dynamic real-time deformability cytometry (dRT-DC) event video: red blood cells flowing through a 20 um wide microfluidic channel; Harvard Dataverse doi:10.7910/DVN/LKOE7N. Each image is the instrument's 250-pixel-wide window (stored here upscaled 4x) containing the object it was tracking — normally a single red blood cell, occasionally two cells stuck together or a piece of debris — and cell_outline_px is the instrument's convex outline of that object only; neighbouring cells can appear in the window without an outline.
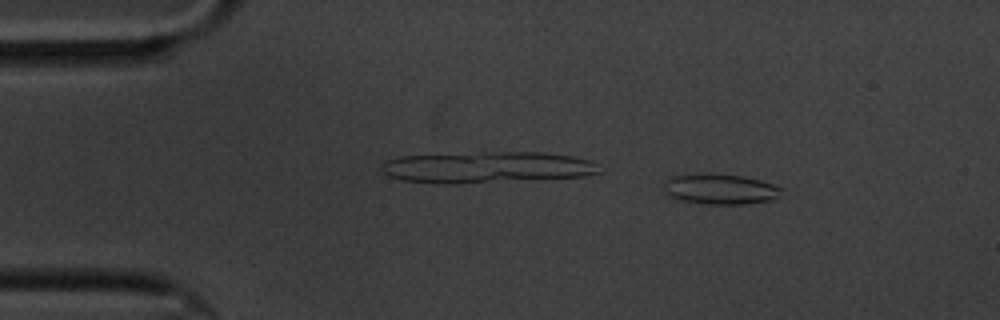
{"species": "common noctule bat (a hibernating species)", "species_latin": "Nyctalus noctula", "temperature_condition": "cold", "stored_images_in_passage": 56, "camera_frame_rate_fps": 3000, "um_per_image_px": 0.085, "animal": {"sex": "male", "body_mass_g": 20.1, "forearm_length_mm": 53.5}, "frame": {"image": 1, "passage_image": 5, "time_ms": 1.333, "image_size_px": [1000, 320], "cell_outline_px": [[784, 188], [780, 196], [772, 200], [744, 204], [704, 204], [676, 200], [668, 196], [664, 192], [664, 180], [668, 176], [700, 172], [744, 176], [760, 180]], "centroid_in_image_um": [61.15, 16.06], "position_along_channel_um": 23.8, "area_um2": 21.56}}
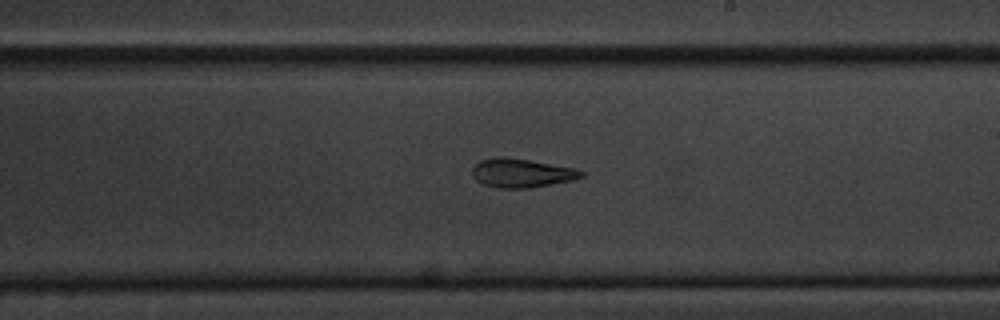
{"frame": {"image": 2, "passage_image": 31, "time_ms": 10.0, "image_size_px": [1000, 320], "cell_outline_px": [[584, 176], [572, 180], [532, 188], [500, 188], [484, 184], [476, 180], [472, 176], [472, 168], [480, 160], [496, 156], [504, 156], [576, 168], [584, 172]], "centroid_in_image_um": [44.32, 14.7], "position_along_channel_um": 244.7, "area_um2": 18.38}}
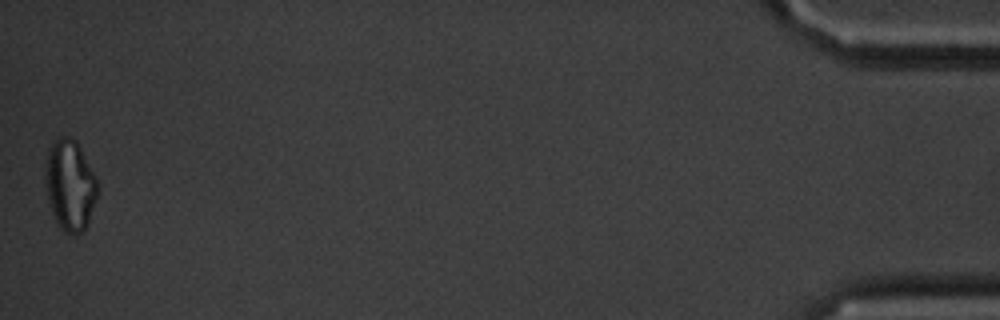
{"frame": {"image": 3, "passage_image": 56, "time_ms": 18.333, "image_size_px": [1000, 320], "cell_outline_px": [[100, 192], [88, 224], [84, 232], [76, 236], [72, 236], [64, 232], [56, 224], [44, 188], [44, 172], [48, 148], [52, 140], [60, 136], [68, 136], [76, 140], [96, 176], [100, 188]], "centroid_in_image_um": [5.95, 15.77], "position_along_channel_um": 429.2, "area_um2": 28.84}, "authors_computed_cell_mechanics": {"area_um2": 19.9121, "velocity_mm_per_s": 3.3322, "shape_relaxation_time_tau1_ms": null, "shape_relaxation_time_tau2_ms": 7.7984, "deformation_change_tau1": null, "deformation_change_tau2": 0.1724}}